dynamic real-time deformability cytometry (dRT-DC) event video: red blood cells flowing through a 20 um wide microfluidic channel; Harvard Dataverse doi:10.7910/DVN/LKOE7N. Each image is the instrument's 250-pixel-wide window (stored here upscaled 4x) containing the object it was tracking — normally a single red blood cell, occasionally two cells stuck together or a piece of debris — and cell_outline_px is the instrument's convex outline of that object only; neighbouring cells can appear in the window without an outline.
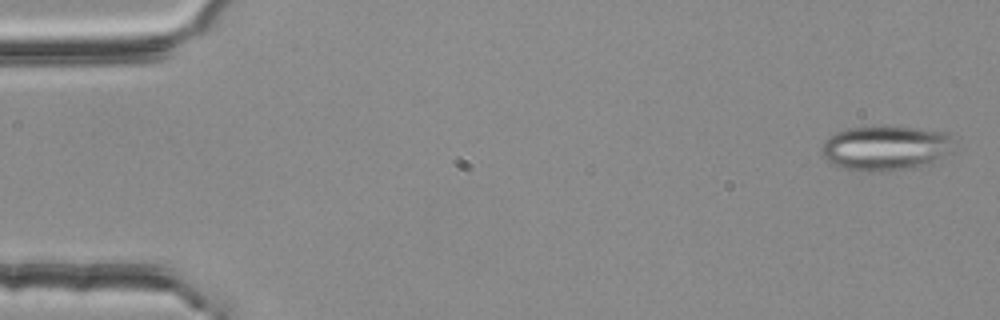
{"species": "common noctule bat (a hibernating species)", "species_latin": "Nyctalus noctula", "temperature_condition": "room temperature", "stored_images_in_passage": 54, "segment_of_instrument_passage": [1, 2], "camera_frame_rate_fps": 3000, "um_per_image_px": 0.085, "animal": {"sex": "female", "body_mass_g": 25.1}, "frame": {"image": 1, "passage_image": 2, "time_ms": 0.333, "image_size_px": [1000, 320], "cell_outline_px": [[952, 152], [932, 164], [912, 168], [880, 172], [864, 172], [840, 168], [832, 164], [824, 156], [820, 148], [824, 140], [828, 136], [836, 132], [848, 128], [884, 124], [952, 132]], "centroid_in_image_um": [75.3, 12.56], "position_along_channel_um": 9.7, "area_um2": 35.89}}